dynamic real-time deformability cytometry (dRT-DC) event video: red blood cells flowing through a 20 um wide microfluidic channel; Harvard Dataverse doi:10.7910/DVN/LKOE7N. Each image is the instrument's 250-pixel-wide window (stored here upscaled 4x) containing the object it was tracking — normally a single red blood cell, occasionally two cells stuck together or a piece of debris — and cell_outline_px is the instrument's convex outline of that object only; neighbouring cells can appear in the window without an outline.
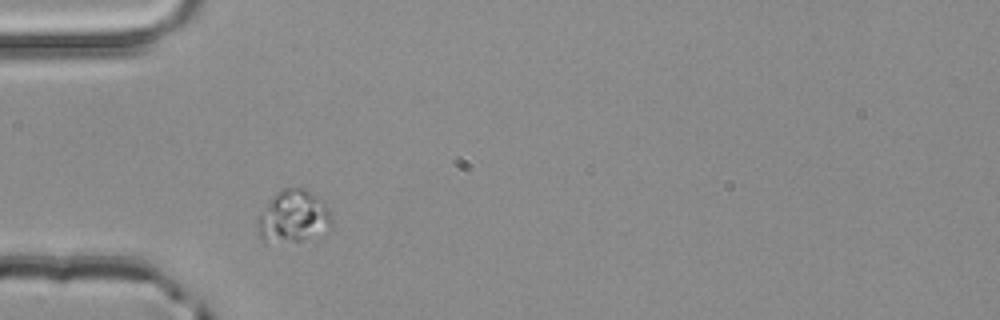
{"species": "common noctule bat (a hibernating species)", "species_latin": "Nyctalus noctula", "temperature_condition": "room temperature", "stored_images_in_passage": 2, "camera_frame_rate_fps": 3000, "um_per_image_px": 0.085, "animal": {"sex": "male", "body_mass_g": 20.4}, "frame": {"image": 1, "passage_image": 1, "time_ms": 0.0, "image_size_px": [1000, 320], "cell_outline_px": [[332, 228], [300, 240], [264, 244], [260, 236], [256, 216], [276, 192], [280, 188], [304, 188], [324, 200], [332, 216]], "centroid_in_image_um": [24.91, 18.39], "position_along_channel_um": 60.1, "area_um2": 22.89}}
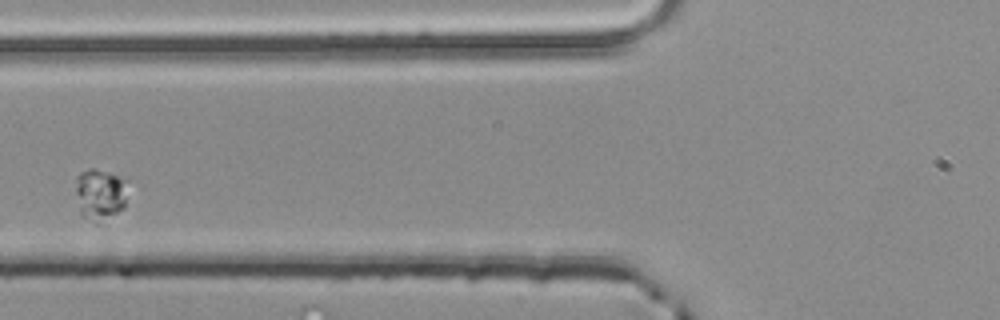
{"frame": {"image": 2, "passage_image": 2, "time_ms": 0.333, "image_size_px": [1000, 320], "cell_outline_px": [[128, 180], [124, 208], [96, 224], [80, 216], [76, 192], [76, 176], [80, 172], [92, 168], [124, 176]], "centroid_in_image_um": [8.51, 16.5], "position_along_channel_um": 117.3, "area_um2": 15.95}}